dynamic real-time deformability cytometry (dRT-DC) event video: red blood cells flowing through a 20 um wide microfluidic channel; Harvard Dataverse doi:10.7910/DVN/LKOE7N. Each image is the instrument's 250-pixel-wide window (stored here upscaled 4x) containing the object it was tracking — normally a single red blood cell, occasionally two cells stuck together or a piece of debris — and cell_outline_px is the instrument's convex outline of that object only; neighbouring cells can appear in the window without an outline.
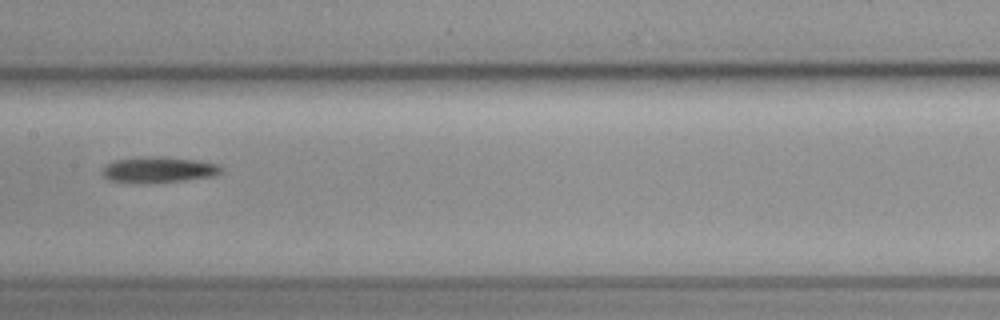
{"species": "common noctule bat (a hibernating species)", "species_latin": "Nyctalus noctula", "temperature_condition": "cold", "stored_images_in_passage": 18, "camera_frame_rate_fps": 3000, "um_per_image_px": 0.085, "animal": {"sex": "female", "body_mass_g": 19.3, "forearm_length_mm": 54.1}, "frame": {"image": 1, "passage_image": 11, "time_ms": 12.667, "image_size_px": [1000, 320], "cell_outline_px": [[220, 172], [208, 176], [184, 180], [108, 180], [104, 176], [104, 168], [108, 164], [116, 160], [144, 156], [160, 156], [192, 160], [216, 164], [220, 168]], "centroid_in_image_um": [13.46, 14.37], "position_along_channel_um": 193.9, "area_um2": 16.36}}
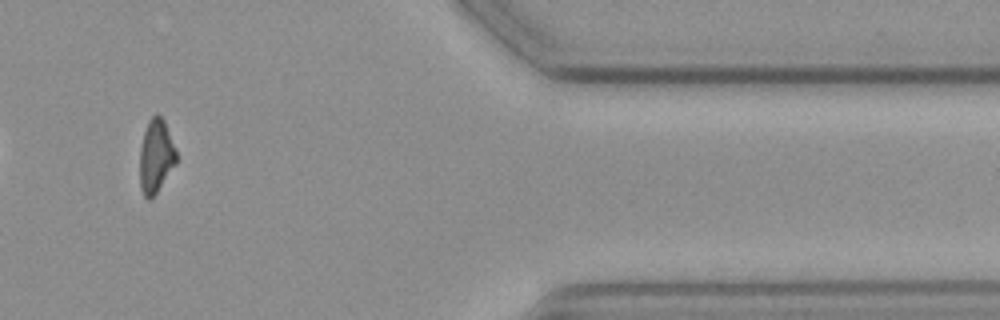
{"frame": {"image": 2, "passage_image": 16, "time_ms": 19.333, "image_size_px": [1000, 320], "cell_outline_px": [[176, 164], [156, 192], [148, 200], [144, 196], [140, 188], [140, 148], [144, 132], [148, 120], [156, 112], [164, 120], [176, 152]], "centroid_in_image_um": [13.24, 13.26], "position_along_channel_um": 398.2, "area_um2": 15.43}}